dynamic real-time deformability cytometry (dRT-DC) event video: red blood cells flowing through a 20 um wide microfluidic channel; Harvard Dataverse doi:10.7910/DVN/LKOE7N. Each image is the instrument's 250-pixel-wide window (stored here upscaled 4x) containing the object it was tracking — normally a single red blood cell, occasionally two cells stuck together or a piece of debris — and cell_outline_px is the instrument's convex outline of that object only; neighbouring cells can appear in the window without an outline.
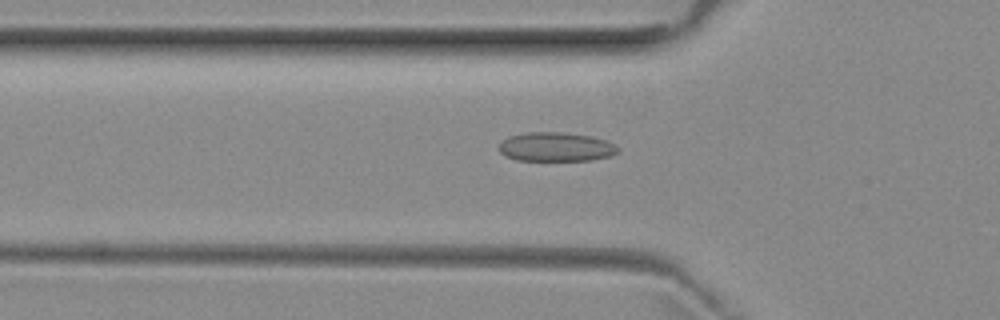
{"species": "common noctule bat (a hibernating species)", "species_latin": "Nyctalus noctula", "temperature_condition": "room temperature", "stored_images_in_passage": 40, "camera_frame_rate_fps": 3000, "um_per_image_px": 0.085, "animal": {"sex": "female", "body_mass_g": 29.2, "forearm_length_mm": 56.3}, "frame": {"image": 1, "passage_image": 9, "time_ms": 2.667, "image_size_px": [1000, 320], "cell_outline_px": [[620, 152], [612, 156], [592, 160], [516, 160], [504, 156], [496, 148], [500, 140], [508, 136], [524, 132], [564, 132], [592, 136], [604, 140], [620, 148]], "centroid_in_image_um": [47.2, 12.48], "position_along_channel_um": 78.6, "area_um2": 20.58}}
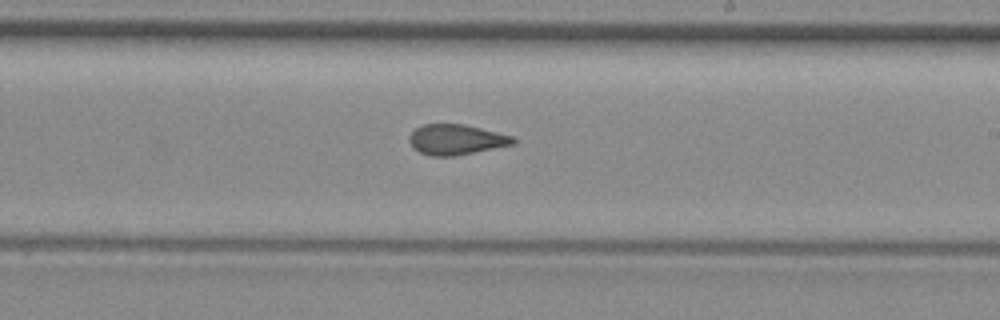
{"frame": {"image": 2, "passage_image": 22, "time_ms": 7.0, "image_size_px": [1000, 320], "cell_outline_px": [[516, 144], [456, 156], [432, 156], [420, 152], [412, 148], [408, 140], [408, 136], [416, 128], [424, 124], [464, 124], [512, 136], [516, 140]], "centroid_in_image_um": [38.76, 11.87], "position_along_channel_um": 250.2, "area_um2": 18.44}}
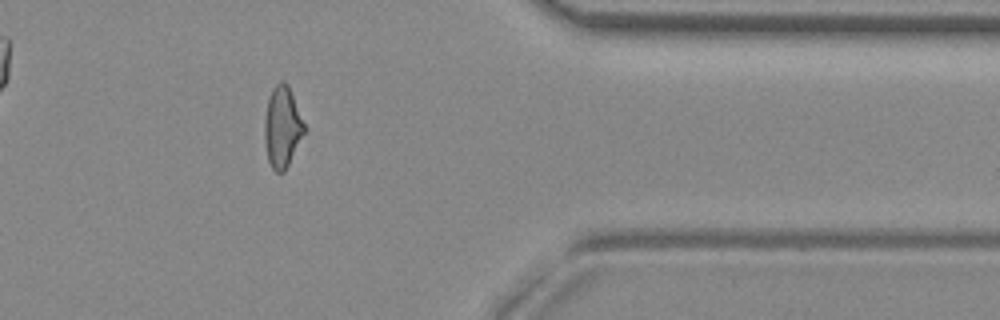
{"frame": {"image": 3, "passage_image": 34, "time_ms": 11.0, "image_size_px": [1000, 320], "cell_outline_px": [[304, 132], [284, 172], [276, 172], [272, 168], [268, 160], [264, 140], [264, 120], [268, 100], [272, 88], [280, 80], [288, 84], [304, 124]], "centroid_in_image_um": [23.96, 10.78], "position_along_channel_um": 387.4, "area_um2": 18.38}, "authors_computed_cell_mechanics": {"area_um2": 18.9295, "velocity_mm_per_s": 3.9526, "shape_relaxation_time_tau1_ms": null, "shape_relaxation_time_tau2_ms": 1.4236, "deformation_change_tau1": null, "deformation_change_tau2": 0.0662}}